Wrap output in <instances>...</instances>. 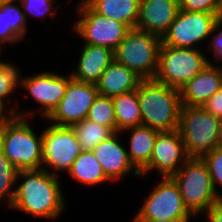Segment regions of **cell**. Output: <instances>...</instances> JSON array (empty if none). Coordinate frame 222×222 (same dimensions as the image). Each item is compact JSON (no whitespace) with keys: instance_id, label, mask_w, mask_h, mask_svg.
<instances>
[{"instance_id":"obj_23","label":"cell","mask_w":222,"mask_h":222,"mask_svg":"<svg viewBox=\"0 0 222 222\" xmlns=\"http://www.w3.org/2000/svg\"><path fill=\"white\" fill-rule=\"evenodd\" d=\"M68 174L74 181L89 187L112 182L104 173L92 151H82L74 160Z\"/></svg>"},{"instance_id":"obj_18","label":"cell","mask_w":222,"mask_h":222,"mask_svg":"<svg viewBox=\"0 0 222 222\" xmlns=\"http://www.w3.org/2000/svg\"><path fill=\"white\" fill-rule=\"evenodd\" d=\"M114 60V51L101 46L83 44L74 71L73 79L84 83L97 84L102 73Z\"/></svg>"},{"instance_id":"obj_22","label":"cell","mask_w":222,"mask_h":222,"mask_svg":"<svg viewBox=\"0 0 222 222\" xmlns=\"http://www.w3.org/2000/svg\"><path fill=\"white\" fill-rule=\"evenodd\" d=\"M96 13L125 24L136 26L141 0H84Z\"/></svg>"},{"instance_id":"obj_38","label":"cell","mask_w":222,"mask_h":222,"mask_svg":"<svg viewBox=\"0 0 222 222\" xmlns=\"http://www.w3.org/2000/svg\"><path fill=\"white\" fill-rule=\"evenodd\" d=\"M6 1H10V0H0V3H2V2H6Z\"/></svg>"},{"instance_id":"obj_30","label":"cell","mask_w":222,"mask_h":222,"mask_svg":"<svg viewBox=\"0 0 222 222\" xmlns=\"http://www.w3.org/2000/svg\"><path fill=\"white\" fill-rule=\"evenodd\" d=\"M201 158L208 167L215 191L222 198V148L217 147L204 154ZM219 188H221V191Z\"/></svg>"},{"instance_id":"obj_4","label":"cell","mask_w":222,"mask_h":222,"mask_svg":"<svg viewBox=\"0 0 222 222\" xmlns=\"http://www.w3.org/2000/svg\"><path fill=\"white\" fill-rule=\"evenodd\" d=\"M178 131L187 155L201 158L220 146L221 119L202 106L182 105Z\"/></svg>"},{"instance_id":"obj_37","label":"cell","mask_w":222,"mask_h":222,"mask_svg":"<svg viewBox=\"0 0 222 222\" xmlns=\"http://www.w3.org/2000/svg\"><path fill=\"white\" fill-rule=\"evenodd\" d=\"M219 147L222 148V136L220 138V146Z\"/></svg>"},{"instance_id":"obj_15","label":"cell","mask_w":222,"mask_h":222,"mask_svg":"<svg viewBox=\"0 0 222 222\" xmlns=\"http://www.w3.org/2000/svg\"><path fill=\"white\" fill-rule=\"evenodd\" d=\"M122 135L124 134L121 132H115L92 150L104 173L113 183L129 174L137 179L141 177L140 172L129 161L127 145L121 144Z\"/></svg>"},{"instance_id":"obj_32","label":"cell","mask_w":222,"mask_h":222,"mask_svg":"<svg viewBox=\"0 0 222 222\" xmlns=\"http://www.w3.org/2000/svg\"><path fill=\"white\" fill-rule=\"evenodd\" d=\"M222 18H220L213 26V31L210 35L208 45H207V51L209 53V51H212V58H215V62L217 61V63L215 64V62L213 63L211 60H209V63L212 66H217L219 68H222V65L218 64L221 63L222 64Z\"/></svg>"},{"instance_id":"obj_20","label":"cell","mask_w":222,"mask_h":222,"mask_svg":"<svg viewBox=\"0 0 222 222\" xmlns=\"http://www.w3.org/2000/svg\"><path fill=\"white\" fill-rule=\"evenodd\" d=\"M142 78L125 65L113 60L96 84L99 95L114 97L137 90Z\"/></svg>"},{"instance_id":"obj_39","label":"cell","mask_w":222,"mask_h":222,"mask_svg":"<svg viewBox=\"0 0 222 222\" xmlns=\"http://www.w3.org/2000/svg\"><path fill=\"white\" fill-rule=\"evenodd\" d=\"M221 136H222V119H221Z\"/></svg>"},{"instance_id":"obj_12","label":"cell","mask_w":222,"mask_h":222,"mask_svg":"<svg viewBox=\"0 0 222 222\" xmlns=\"http://www.w3.org/2000/svg\"><path fill=\"white\" fill-rule=\"evenodd\" d=\"M132 220L194 219L171 176L161 177Z\"/></svg>"},{"instance_id":"obj_8","label":"cell","mask_w":222,"mask_h":222,"mask_svg":"<svg viewBox=\"0 0 222 222\" xmlns=\"http://www.w3.org/2000/svg\"><path fill=\"white\" fill-rule=\"evenodd\" d=\"M199 49L201 48H175L161 44L154 79L180 90L209 63L206 53Z\"/></svg>"},{"instance_id":"obj_34","label":"cell","mask_w":222,"mask_h":222,"mask_svg":"<svg viewBox=\"0 0 222 222\" xmlns=\"http://www.w3.org/2000/svg\"><path fill=\"white\" fill-rule=\"evenodd\" d=\"M202 216L207 222H222V198L212 204Z\"/></svg>"},{"instance_id":"obj_7","label":"cell","mask_w":222,"mask_h":222,"mask_svg":"<svg viewBox=\"0 0 222 222\" xmlns=\"http://www.w3.org/2000/svg\"><path fill=\"white\" fill-rule=\"evenodd\" d=\"M19 77V87L26 91L24 97H30L37 103L40 108L30 111L26 108L16 109L15 116L33 118L36 112H40V117L46 119L53 110L58 106L64 97L69 80L72 78L71 73L64 76L54 71H42L34 75H22ZM24 76V77H23ZM43 116V117H42Z\"/></svg>"},{"instance_id":"obj_13","label":"cell","mask_w":222,"mask_h":222,"mask_svg":"<svg viewBox=\"0 0 222 222\" xmlns=\"http://www.w3.org/2000/svg\"><path fill=\"white\" fill-rule=\"evenodd\" d=\"M98 95L95 84L71 78L64 97L46 121L60 126H72L87 118L89 109Z\"/></svg>"},{"instance_id":"obj_3","label":"cell","mask_w":222,"mask_h":222,"mask_svg":"<svg viewBox=\"0 0 222 222\" xmlns=\"http://www.w3.org/2000/svg\"><path fill=\"white\" fill-rule=\"evenodd\" d=\"M28 119L13 115L0 127V149L18 171L42 169V133Z\"/></svg>"},{"instance_id":"obj_19","label":"cell","mask_w":222,"mask_h":222,"mask_svg":"<svg viewBox=\"0 0 222 222\" xmlns=\"http://www.w3.org/2000/svg\"><path fill=\"white\" fill-rule=\"evenodd\" d=\"M26 20L19 0L0 3V51L3 45H15L25 41L28 31Z\"/></svg>"},{"instance_id":"obj_14","label":"cell","mask_w":222,"mask_h":222,"mask_svg":"<svg viewBox=\"0 0 222 222\" xmlns=\"http://www.w3.org/2000/svg\"><path fill=\"white\" fill-rule=\"evenodd\" d=\"M189 158L178 129L159 132L150 161L139 171L140 176L154 171L162 177L172 176Z\"/></svg>"},{"instance_id":"obj_33","label":"cell","mask_w":222,"mask_h":222,"mask_svg":"<svg viewBox=\"0 0 222 222\" xmlns=\"http://www.w3.org/2000/svg\"><path fill=\"white\" fill-rule=\"evenodd\" d=\"M207 112L222 119V87L202 106Z\"/></svg>"},{"instance_id":"obj_6","label":"cell","mask_w":222,"mask_h":222,"mask_svg":"<svg viewBox=\"0 0 222 222\" xmlns=\"http://www.w3.org/2000/svg\"><path fill=\"white\" fill-rule=\"evenodd\" d=\"M161 44V38L157 35L136 28L130 29L114 50V60L142 79H154Z\"/></svg>"},{"instance_id":"obj_27","label":"cell","mask_w":222,"mask_h":222,"mask_svg":"<svg viewBox=\"0 0 222 222\" xmlns=\"http://www.w3.org/2000/svg\"><path fill=\"white\" fill-rule=\"evenodd\" d=\"M18 170L0 149V203L10 208L15 194Z\"/></svg>"},{"instance_id":"obj_10","label":"cell","mask_w":222,"mask_h":222,"mask_svg":"<svg viewBox=\"0 0 222 222\" xmlns=\"http://www.w3.org/2000/svg\"><path fill=\"white\" fill-rule=\"evenodd\" d=\"M48 123L42 129V169L55 176L66 174L83 150L71 126Z\"/></svg>"},{"instance_id":"obj_28","label":"cell","mask_w":222,"mask_h":222,"mask_svg":"<svg viewBox=\"0 0 222 222\" xmlns=\"http://www.w3.org/2000/svg\"><path fill=\"white\" fill-rule=\"evenodd\" d=\"M86 119L108 127L113 133L117 132L114 104L111 97L98 95L90 107Z\"/></svg>"},{"instance_id":"obj_2","label":"cell","mask_w":222,"mask_h":222,"mask_svg":"<svg viewBox=\"0 0 222 222\" xmlns=\"http://www.w3.org/2000/svg\"><path fill=\"white\" fill-rule=\"evenodd\" d=\"M141 125L162 131L178 129L182 107L180 91L155 79H142L137 88Z\"/></svg>"},{"instance_id":"obj_9","label":"cell","mask_w":222,"mask_h":222,"mask_svg":"<svg viewBox=\"0 0 222 222\" xmlns=\"http://www.w3.org/2000/svg\"><path fill=\"white\" fill-rule=\"evenodd\" d=\"M76 12L78 20L71 28L84 44L114 51L130 30L125 24L96 13L84 0L78 1Z\"/></svg>"},{"instance_id":"obj_25","label":"cell","mask_w":222,"mask_h":222,"mask_svg":"<svg viewBox=\"0 0 222 222\" xmlns=\"http://www.w3.org/2000/svg\"><path fill=\"white\" fill-rule=\"evenodd\" d=\"M6 61L0 59V102L13 115H15L16 108L18 109L19 103L16 100V103L14 102L11 106L10 104H12L13 98H11L10 96H14L13 94L16 95L17 88H20L19 77L21 74V69H19L18 65L16 66L12 62H9L8 60Z\"/></svg>"},{"instance_id":"obj_11","label":"cell","mask_w":222,"mask_h":222,"mask_svg":"<svg viewBox=\"0 0 222 222\" xmlns=\"http://www.w3.org/2000/svg\"><path fill=\"white\" fill-rule=\"evenodd\" d=\"M220 18L222 14L188 12L179 9L175 20L161 38V42L175 48L198 49L205 40L209 42L207 39L210 38L213 26Z\"/></svg>"},{"instance_id":"obj_36","label":"cell","mask_w":222,"mask_h":222,"mask_svg":"<svg viewBox=\"0 0 222 222\" xmlns=\"http://www.w3.org/2000/svg\"><path fill=\"white\" fill-rule=\"evenodd\" d=\"M191 219L132 220V222H190Z\"/></svg>"},{"instance_id":"obj_1","label":"cell","mask_w":222,"mask_h":222,"mask_svg":"<svg viewBox=\"0 0 222 222\" xmlns=\"http://www.w3.org/2000/svg\"><path fill=\"white\" fill-rule=\"evenodd\" d=\"M58 177L45 169L18 171L10 210L50 222L59 219L68 203L64 199L62 183Z\"/></svg>"},{"instance_id":"obj_35","label":"cell","mask_w":222,"mask_h":222,"mask_svg":"<svg viewBox=\"0 0 222 222\" xmlns=\"http://www.w3.org/2000/svg\"><path fill=\"white\" fill-rule=\"evenodd\" d=\"M12 116L13 114L0 102V127Z\"/></svg>"},{"instance_id":"obj_5","label":"cell","mask_w":222,"mask_h":222,"mask_svg":"<svg viewBox=\"0 0 222 222\" xmlns=\"http://www.w3.org/2000/svg\"><path fill=\"white\" fill-rule=\"evenodd\" d=\"M171 177L178 185L185 207L194 217H202L221 198L202 158L190 157Z\"/></svg>"},{"instance_id":"obj_16","label":"cell","mask_w":222,"mask_h":222,"mask_svg":"<svg viewBox=\"0 0 222 222\" xmlns=\"http://www.w3.org/2000/svg\"><path fill=\"white\" fill-rule=\"evenodd\" d=\"M179 9V0H141L135 28L162 38Z\"/></svg>"},{"instance_id":"obj_26","label":"cell","mask_w":222,"mask_h":222,"mask_svg":"<svg viewBox=\"0 0 222 222\" xmlns=\"http://www.w3.org/2000/svg\"><path fill=\"white\" fill-rule=\"evenodd\" d=\"M83 151H92L113 132L106 126L84 119L71 126Z\"/></svg>"},{"instance_id":"obj_29","label":"cell","mask_w":222,"mask_h":222,"mask_svg":"<svg viewBox=\"0 0 222 222\" xmlns=\"http://www.w3.org/2000/svg\"><path fill=\"white\" fill-rule=\"evenodd\" d=\"M25 14L26 20L29 19L28 15L32 17L45 19L49 15L50 19L57 16V9L61 4L55 6L58 0H19ZM55 6V7H54Z\"/></svg>"},{"instance_id":"obj_21","label":"cell","mask_w":222,"mask_h":222,"mask_svg":"<svg viewBox=\"0 0 222 222\" xmlns=\"http://www.w3.org/2000/svg\"><path fill=\"white\" fill-rule=\"evenodd\" d=\"M129 133L127 154L129 161L140 171L149 161L156 137L160 131L143 125L127 128L121 133Z\"/></svg>"},{"instance_id":"obj_24","label":"cell","mask_w":222,"mask_h":222,"mask_svg":"<svg viewBox=\"0 0 222 222\" xmlns=\"http://www.w3.org/2000/svg\"><path fill=\"white\" fill-rule=\"evenodd\" d=\"M117 132L141 125V108L137 90L112 97Z\"/></svg>"},{"instance_id":"obj_17","label":"cell","mask_w":222,"mask_h":222,"mask_svg":"<svg viewBox=\"0 0 222 222\" xmlns=\"http://www.w3.org/2000/svg\"><path fill=\"white\" fill-rule=\"evenodd\" d=\"M222 87V68L206 65L180 88L182 105L203 106Z\"/></svg>"},{"instance_id":"obj_31","label":"cell","mask_w":222,"mask_h":222,"mask_svg":"<svg viewBox=\"0 0 222 222\" xmlns=\"http://www.w3.org/2000/svg\"><path fill=\"white\" fill-rule=\"evenodd\" d=\"M179 5L183 11L222 14V0H179Z\"/></svg>"}]
</instances>
